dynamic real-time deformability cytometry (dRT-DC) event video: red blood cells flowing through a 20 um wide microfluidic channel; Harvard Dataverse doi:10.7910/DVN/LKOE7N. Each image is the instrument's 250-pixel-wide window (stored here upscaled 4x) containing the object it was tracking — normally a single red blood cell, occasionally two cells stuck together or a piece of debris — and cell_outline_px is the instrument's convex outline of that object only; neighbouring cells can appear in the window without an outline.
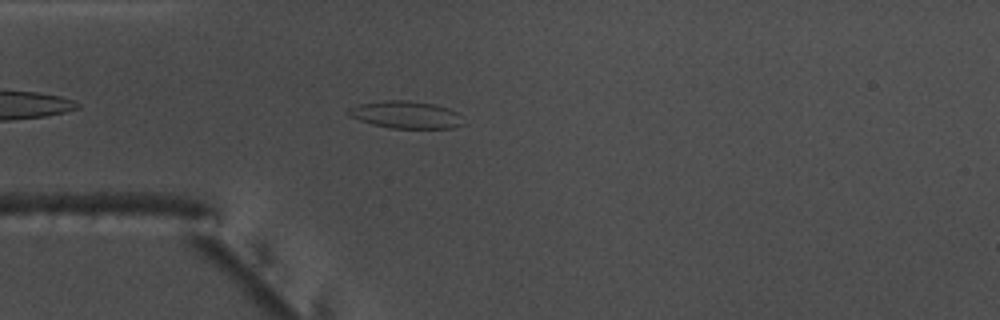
{"species": "common noctule bat (a hibernating species)", "species_latin": "Nyctalus noctula", "temperature_condition": "warm", "stored_images_in_passage": 44, "camera_frame_rate_fps": 3000, "um_per_image_px": 0.085, "animal": {"sex": "male", "body_mass_g": 17.5, "forearm_length_mm": 52.3}, "frame": {"image": 1, "passage_image": 5, "time_ms": 1.333, "image_size_px": [1000, 320], "cell_outline_px": [[464, 124], [452, 128], [388, 128], [372, 124], [348, 116], [348, 108], [360, 104], [388, 100], [408, 100], [432, 104], [448, 108], [456, 112]], "centroid_in_image_um": [34.47, 9.76], "position_along_channel_um": 50.5, "area_um2": 18.09}}
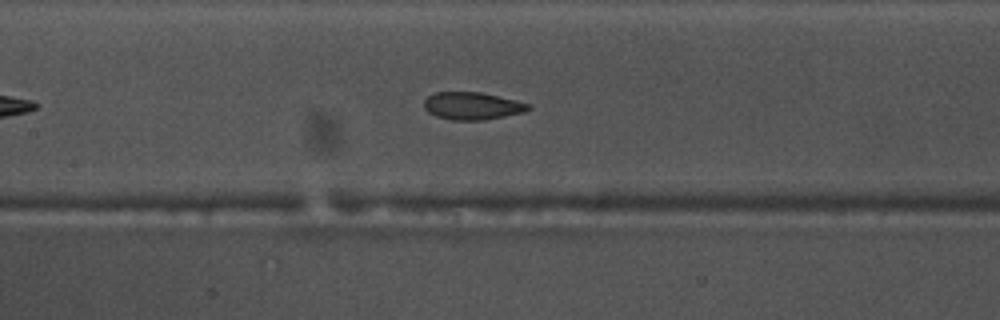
{"frame": {"image": 2, "passage_image": 15, "time_ms": 4.667, "image_size_px": [1000, 320], "cell_outline_px": [[532, 108], [524, 112], [484, 120], [452, 120], [436, 116], [428, 112], [424, 108], [424, 100], [428, 96], [436, 92], [480, 92], [532, 104]], "centroid_in_image_um": [40.15, 9.0], "position_along_channel_um": 167.3, "area_um2": 16.7}}
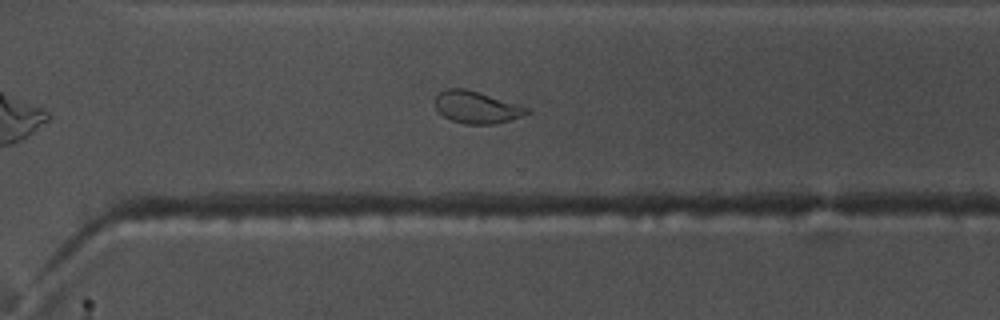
{"frame": {"image": 3, "passage_image": 28, "time_ms": 9.0, "image_size_px": [1000, 320], "cell_outline_px": [[532, 112], [524, 116], [496, 124], [464, 124], [452, 120], [444, 116], [436, 108], [436, 96], [440, 92], [448, 88], [464, 88], [528, 108]], "centroid_in_image_um": [40.52, 9.14], "position_along_channel_um": 330.1, "area_um2": 16.82}, "authors_computed_cell_mechanics": {"area_um2": 17.5712, "velocity_mm_per_s": 3.7637, "shape_relaxation_time_tau1_ms": 5.212, "shape_relaxation_time_tau2_ms": 1.466, "deformation_change_tau1": 0.1634, "deformation_change_tau2": 0.0673}}